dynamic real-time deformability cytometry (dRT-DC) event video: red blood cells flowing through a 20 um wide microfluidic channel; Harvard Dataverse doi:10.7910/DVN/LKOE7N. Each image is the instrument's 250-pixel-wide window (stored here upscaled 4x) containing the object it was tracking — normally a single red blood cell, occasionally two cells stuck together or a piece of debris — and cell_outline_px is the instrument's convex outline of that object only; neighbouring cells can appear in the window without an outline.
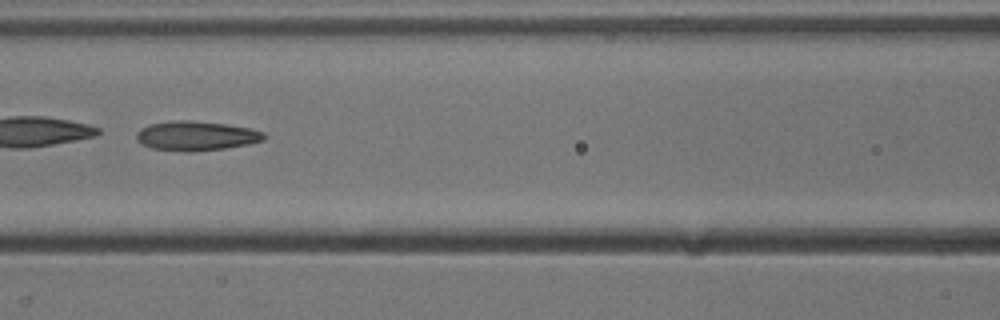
{"species": "common noctule bat (a hibernating species)", "species_latin": "Nyctalus noctula", "temperature_condition": "cold", "stored_images_in_passage": 48, "camera_frame_rate_fps": 3000, "um_per_image_px": 0.085, "animal": {"sex": "male", "body_mass_g": 13.3}, "frame": {"image": 1, "passage_image": 21, "time_ms": 6.667, "image_size_px": [1000, 320], "cell_outline_px": [[268, 136], [264, 140], [248, 144], [224, 148], [188, 152], [184, 152], [152, 148], [140, 144], [136, 140], [136, 132], [140, 128], [148, 124], [172, 120], [192, 120], [224, 124], [248, 128], [264, 132]], "centroid_in_image_um": [16.63, 11.54], "position_along_channel_um": 150.0, "area_um2": 22.08}, "authors_computed_cell_mechanics": {"area_um2": 23.4379, "velocity_mm_per_s": 3.9215, "shape_relaxation_time_tau1_ms": null, "shape_relaxation_time_tau2_ms": 2.5916, "deformation_change_tau1": null, "deformation_change_tau2": 0.1224}}